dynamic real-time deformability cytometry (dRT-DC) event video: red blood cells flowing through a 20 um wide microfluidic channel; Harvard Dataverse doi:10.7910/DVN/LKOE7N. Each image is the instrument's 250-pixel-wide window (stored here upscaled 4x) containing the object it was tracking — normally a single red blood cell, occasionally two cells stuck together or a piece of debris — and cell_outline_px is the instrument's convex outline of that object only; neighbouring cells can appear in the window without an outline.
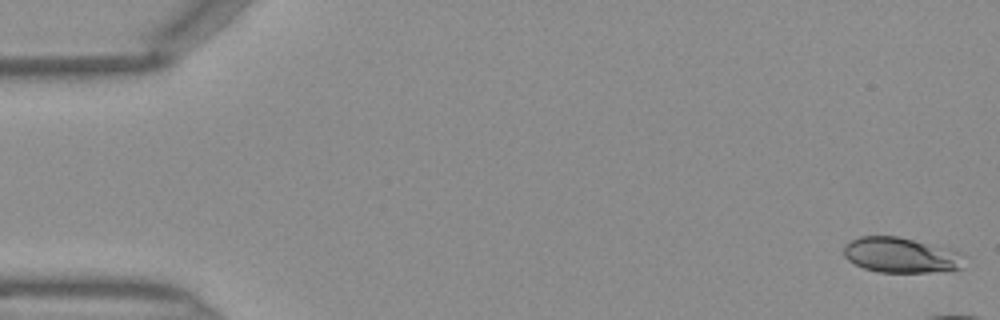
{"species": "Egyptian fruit bat (a non-hibernating species)", "species_latin": "Rousettus aegyptiacus", "temperature_condition": "warm", "stored_images_in_passage": 14, "camera_frame_rate_fps": 3000, "um_per_image_px": 0.085, "frame": {"image": 1, "passage_image": 1, "time_ms": 0.0, "image_size_px": [1000, 320], "cell_outline_px": [[968, 256], [964, 268], [928, 272], [880, 272], [864, 268], [848, 260], [844, 256], [844, 244], [860, 236], [896, 236], [952, 248]], "centroid_in_image_um": [76.66, 21.68], "position_along_channel_um": 8.3, "area_um2": 25.14}}